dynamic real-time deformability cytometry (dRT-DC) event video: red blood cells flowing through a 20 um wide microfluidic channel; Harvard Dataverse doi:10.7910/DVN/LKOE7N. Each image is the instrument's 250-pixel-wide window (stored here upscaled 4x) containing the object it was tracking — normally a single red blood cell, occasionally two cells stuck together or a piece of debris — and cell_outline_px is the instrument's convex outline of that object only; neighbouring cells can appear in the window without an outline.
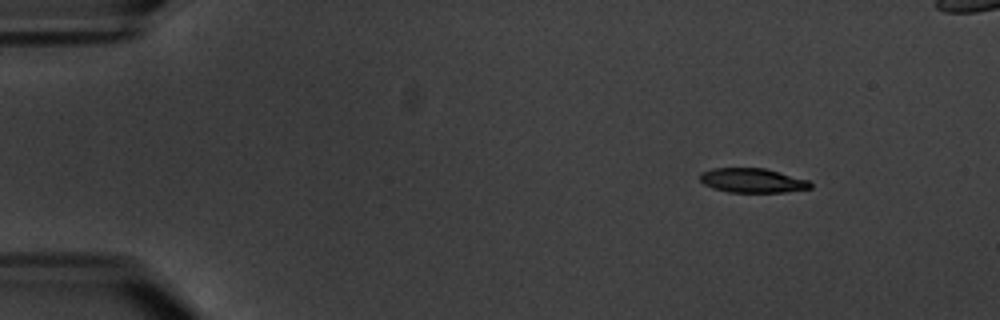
{"species": "common noctule bat (a hibernating species)", "species_latin": "Nyctalus noctula", "temperature_condition": "warm", "stored_images_in_passage": 7, "camera_frame_rate_fps": 3000, "um_per_image_px": 0.085, "animal": {"sex": "male", "body_mass_g": 20.1, "forearm_length_mm": 53.5}, "frame": {"image": 1, "passage_image": 3, "time_ms": 2.333, "image_size_px": [1000, 320], "cell_outline_px": [[812, 188], [784, 192], [728, 192], [712, 188], [704, 184], [700, 180], [700, 172], [712, 168], [764, 168], [780, 172], [808, 180], [812, 184]], "centroid_in_image_um": [63.94, 15.34], "position_along_channel_um": 21.1, "area_um2": 15.72}}